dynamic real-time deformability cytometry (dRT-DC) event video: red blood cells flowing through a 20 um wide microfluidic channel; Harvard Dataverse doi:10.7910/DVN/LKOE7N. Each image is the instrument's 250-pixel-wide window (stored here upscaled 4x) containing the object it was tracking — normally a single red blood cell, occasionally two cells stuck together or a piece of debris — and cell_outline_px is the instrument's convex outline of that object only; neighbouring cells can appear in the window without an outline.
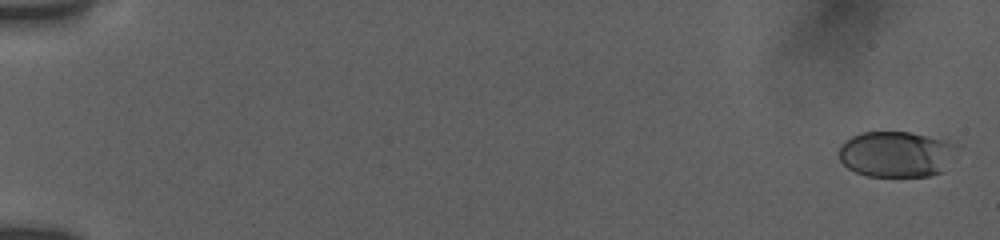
{"species": "human", "species_latin": "Homo sapiens", "temperature_condition": "room temperature", "stored_images_in_passage": 98, "camera_frame_rate_fps": 3000, "um_per_image_px": 0.085, "donor": {"sex": "female"}, "frame": {"image": 1, "passage_image": 2, "time_ms": 0.333, "image_size_px": [1000, 240], "cell_outline_px": [[952, 144], [940, 172], [928, 176], [868, 176], [856, 172], [848, 168], [840, 160], [836, 152], [840, 144], [844, 140], [860, 132], [912, 132], [940, 140]], "centroid_in_image_um": [75.94, 13.09], "position_along_channel_um": 9.1, "area_um2": 30.46}}
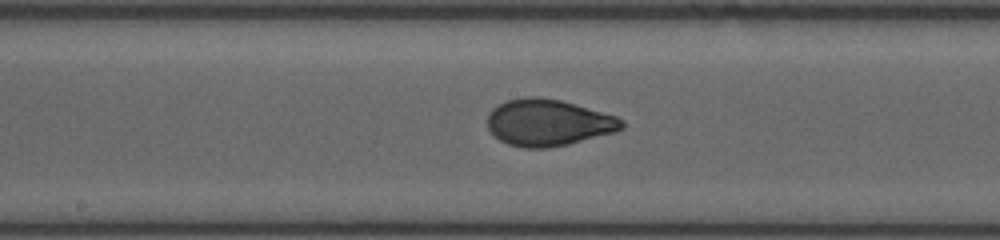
{"frame": {"image": 2, "passage_image": 51, "time_ms": 10.333, "image_size_px": [1000, 240], "cell_outline_px": [[624, 128], [616, 132], [568, 144], [548, 148], [524, 148], [508, 144], [500, 140], [488, 128], [488, 112], [492, 108], [508, 100], [524, 96], [536, 96], [560, 100], [616, 116], [624, 120]], "centroid_in_image_um": [46.6, 10.42], "position_along_channel_um": 201.6, "area_um2": 36.47}}
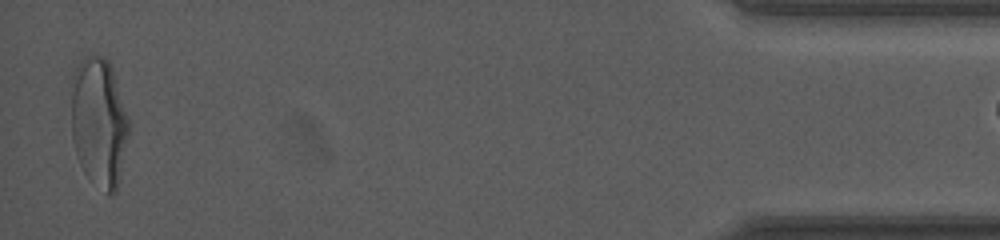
{"frame": {"image": 3, "passage_image": 95, "time_ms": 18.333, "image_size_px": [1000, 240], "cell_outline_px": [[128, 136], [120, 180], [116, 192], [112, 196], [108, 196], [84, 172], [80, 164], [72, 140], [72, 76], [80, 60], [84, 56], [92, 52], [104, 56], [112, 64], [128, 116]], "centroid_in_image_um": [8.42, 10.35], "position_along_channel_um": 426.8, "area_um2": 44.04}}